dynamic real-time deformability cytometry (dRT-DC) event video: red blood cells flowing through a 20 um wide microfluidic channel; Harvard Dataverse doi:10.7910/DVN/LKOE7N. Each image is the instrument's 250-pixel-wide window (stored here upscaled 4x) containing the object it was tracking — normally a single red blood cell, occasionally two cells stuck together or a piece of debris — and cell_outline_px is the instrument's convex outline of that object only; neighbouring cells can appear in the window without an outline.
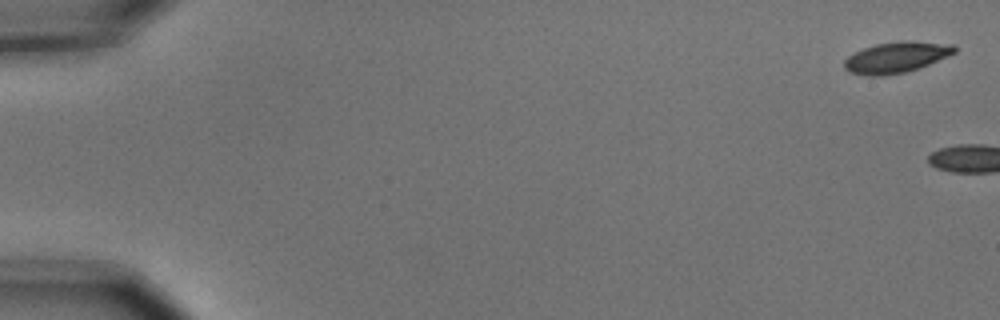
{"species": "common noctule bat (a hibernating species)", "species_latin": "Nyctalus noctula", "temperature_condition": "cold", "stored_images_in_passage": 6, "camera_frame_rate_fps": 3000, "um_per_image_px": 0.085, "animal": {"sex": "male", "body_mass_g": 15.6}, "frame": {"image": 1, "passage_image": 1, "time_ms": 0.0, "image_size_px": [1000, 320], "cell_outline_px": [[956, 52], [948, 56], [920, 68], [908, 72], [884, 76], [868, 76], [848, 72], [844, 68], [844, 60], [848, 56], [864, 48], [876, 44], [900, 40], [908, 40], [956, 44]], "centroid_in_image_um": [76.21, 4.87], "position_along_channel_um": 8.8, "area_um2": 20.23}}